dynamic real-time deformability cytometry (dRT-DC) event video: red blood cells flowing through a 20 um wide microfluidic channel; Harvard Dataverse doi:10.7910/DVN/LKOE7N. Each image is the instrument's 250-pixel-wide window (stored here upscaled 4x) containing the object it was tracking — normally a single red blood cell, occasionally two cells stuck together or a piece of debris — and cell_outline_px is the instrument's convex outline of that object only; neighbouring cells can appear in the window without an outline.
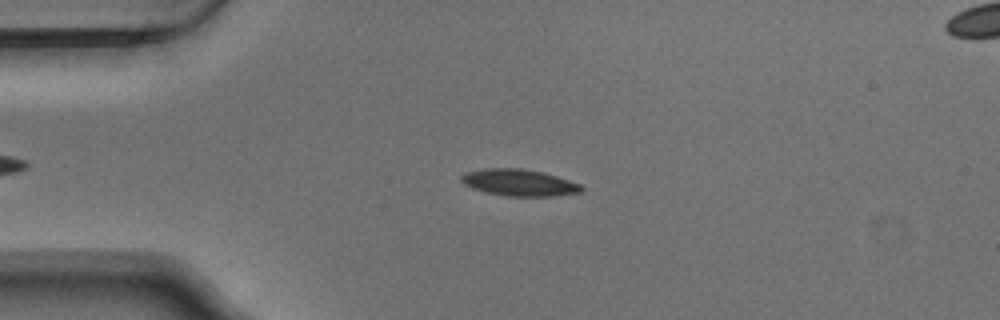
{"species": "Egyptian fruit bat (a non-hibernating species)", "species_latin": "Rousettus aegyptiacus", "temperature_condition": "warm", "stored_images_in_passage": 48, "camera_frame_rate_fps": 3000, "um_per_image_px": 0.085, "animal": {"sex": "male"}, "frame": {"image": 1, "passage_image": 12, "time_ms": 3.667, "image_size_px": [1000, 320], "cell_outline_px": [[584, 188], [580, 192], [552, 196], [508, 196], [484, 192], [472, 188], [464, 184], [460, 180], [460, 176], [464, 172], [484, 168], [520, 168], [544, 172], [580, 184]], "centroid_in_image_um": [44.07, 15.51], "position_along_channel_um": 40.9, "area_um2": 18.73}}
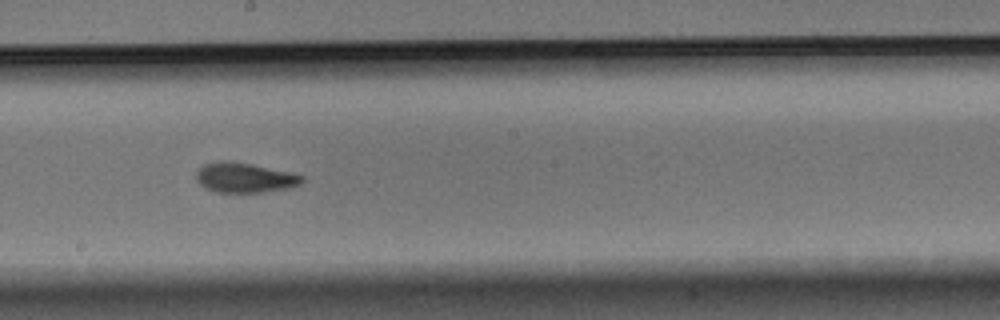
{"frame": {"image": 2, "passage_image": 29, "time_ms": 9.333, "image_size_px": [1000, 320], "cell_outline_px": [[304, 180], [300, 184], [292, 188], [264, 192], [216, 192], [204, 188], [196, 180], [196, 168], [204, 164], [220, 160], [232, 160], [292, 172], [304, 176]], "centroid_in_image_um": [20.79, 15.09], "position_along_channel_um": 227.4, "area_um2": 18.9}}
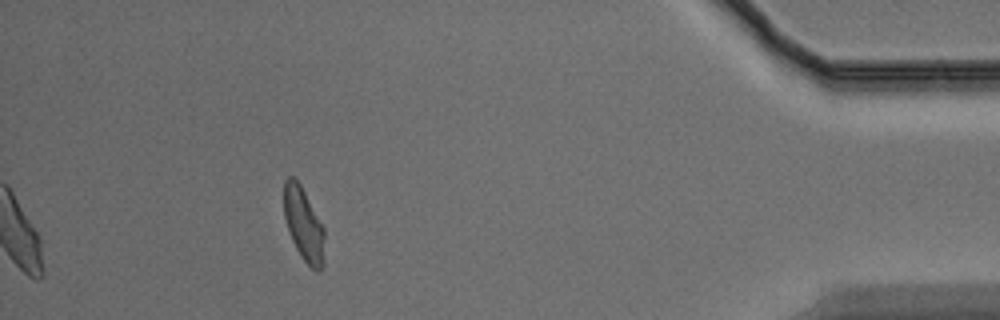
{"frame": {"image": 3, "passage_image": 48, "time_ms": 15.667, "image_size_px": [1000, 320], "cell_outline_px": [[324, 264], [320, 272], [316, 272], [300, 256], [292, 240], [284, 216], [284, 180], [288, 176], [292, 176], [300, 184], [324, 228]], "centroid_in_image_um": [25.82, 19.1], "position_along_channel_um": 409.4, "area_um2": 17.28}, "authors_computed_cell_mechanics": {"area_um2": 18.3804, "velocity_mm_per_s": 3.7296, "shape_relaxation_time_tau1_ms": 5.1684, "shape_relaxation_time_tau2_ms": 2.4559, "deformation_change_tau1": 0.1739, "deformation_change_tau2": 0.0789}}